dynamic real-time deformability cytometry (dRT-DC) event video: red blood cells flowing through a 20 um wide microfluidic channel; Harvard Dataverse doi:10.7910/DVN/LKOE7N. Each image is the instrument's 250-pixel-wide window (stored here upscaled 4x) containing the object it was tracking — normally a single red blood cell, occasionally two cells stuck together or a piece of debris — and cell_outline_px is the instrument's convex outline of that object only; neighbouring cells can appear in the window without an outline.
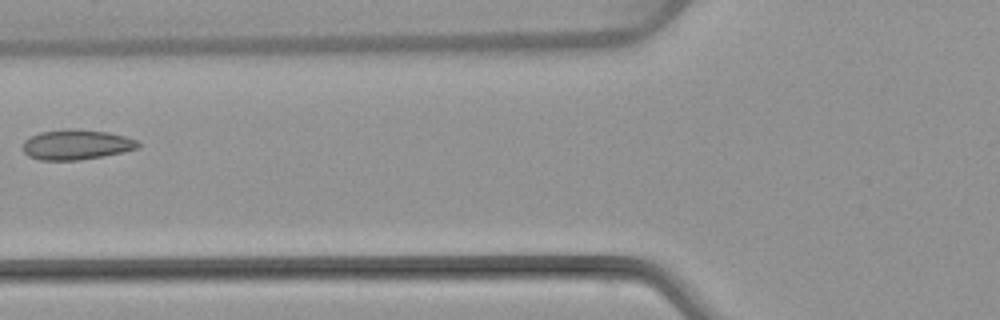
{"species": "common noctule bat (a hibernating species)", "species_latin": "Nyctalus noctula", "temperature_condition": "warm", "stored_images_in_passage": 5, "camera_frame_rate_fps": 3000, "um_per_image_px": 0.085, "animal": {"sex": "female", "body_mass_g": 22.7, "forearm_length_mm": 54.2}, "frame": {"image": 1, "passage_image": 4, "time_ms": 3.667, "image_size_px": [1000, 320], "cell_outline_px": [[140, 148], [124, 152], [104, 156], [80, 160], [40, 160], [28, 156], [24, 152], [24, 140], [40, 132], [68, 128], [72, 128], [108, 132], [124, 136], [136, 140], [140, 144]], "centroid_in_image_um": [6.51, 12.29], "position_along_channel_um": 119.3, "area_um2": 20.29}}
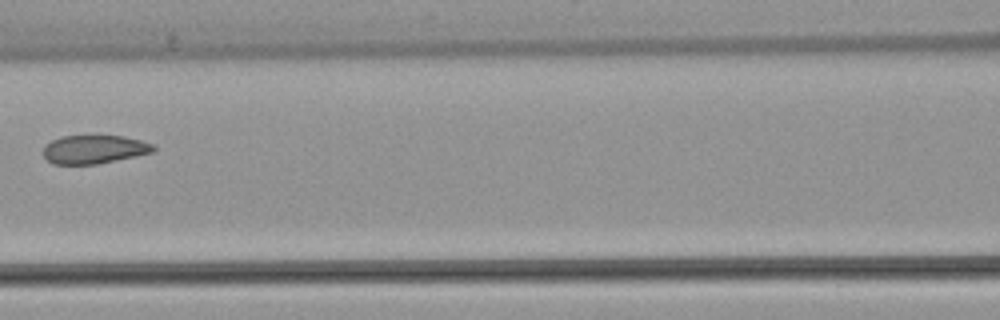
{"frame": {"image": 2, "passage_image": 5, "time_ms": 4.667, "image_size_px": [1000, 320], "cell_outline_px": [[156, 148], [152, 152], [136, 156], [96, 164], [52, 164], [44, 156], [44, 148], [52, 140], [60, 136], [124, 136], [156, 144]], "centroid_in_image_um": [8.04, 12.69], "position_along_channel_um": 158.6, "area_um2": 18.21}}